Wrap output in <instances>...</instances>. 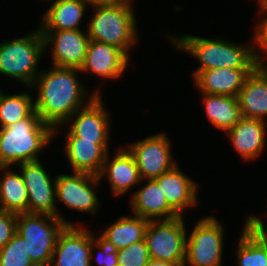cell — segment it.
Masks as SVG:
<instances>
[{"label":"cell","instance_id":"obj_8","mask_svg":"<svg viewBox=\"0 0 267 266\" xmlns=\"http://www.w3.org/2000/svg\"><path fill=\"white\" fill-rule=\"evenodd\" d=\"M184 217L149 221L144 240L150 258L172 263H184L187 238Z\"/></svg>","mask_w":267,"mask_h":266},{"label":"cell","instance_id":"obj_11","mask_svg":"<svg viewBox=\"0 0 267 266\" xmlns=\"http://www.w3.org/2000/svg\"><path fill=\"white\" fill-rule=\"evenodd\" d=\"M54 179L56 180V200L78 212L92 215L98 212L101 203L93 190L101 181L97 175L72 172L70 175H57Z\"/></svg>","mask_w":267,"mask_h":266},{"label":"cell","instance_id":"obj_16","mask_svg":"<svg viewBox=\"0 0 267 266\" xmlns=\"http://www.w3.org/2000/svg\"><path fill=\"white\" fill-rule=\"evenodd\" d=\"M128 57L121 49L107 43L90 40L81 73L86 72L103 79H117L128 67Z\"/></svg>","mask_w":267,"mask_h":266},{"label":"cell","instance_id":"obj_24","mask_svg":"<svg viewBox=\"0 0 267 266\" xmlns=\"http://www.w3.org/2000/svg\"><path fill=\"white\" fill-rule=\"evenodd\" d=\"M200 94L203 96L206 116L216 129L227 132L242 118L238 97Z\"/></svg>","mask_w":267,"mask_h":266},{"label":"cell","instance_id":"obj_37","mask_svg":"<svg viewBox=\"0 0 267 266\" xmlns=\"http://www.w3.org/2000/svg\"><path fill=\"white\" fill-rule=\"evenodd\" d=\"M259 12H267V0H257Z\"/></svg>","mask_w":267,"mask_h":266},{"label":"cell","instance_id":"obj_5","mask_svg":"<svg viewBox=\"0 0 267 266\" xmlns=\"http://www.w3.org/2000/svg\"><path fill=\"white\" fill-rule=\"evenodd\" d=\"M44 52V37L39 27L24 37L3 41L0 43V74L29 89L40 73L36 68Z\"/></svg>","mask_w":267,"mask_h":266},{"label":"cell","instance_id":"obj_13","mask_svg":"<svg viewBox=\"0 0 267 266\" xmlns=\"http://www.w3.org/2000/svg\"><path fill=\"white\" fill-rule=\"evenodd\" d=\"M78 226L66 225L59 233L49 266H91V231Z\"/></svg>","mask_w":267,"mask_h":266},{"label":"cell","instance_id":"obj_17","mask_svg":"<svg viewBox=\"0 0 267 266\" xmlns=\"http://www.w3.org/2000/svg\"><path fill=\"white\" fill-rule=\"evenodd\" d=\"M107 153L99 179L107 177L112 194L119 197L127 193L136 185L140 186L142 179L139 174L138 166L136 165L133 155L124 146L119 148L112 157ZM111 159V161H110Z\"/></svg>","mask_w":267,"mask_h":266},{"label":"cell","instance_id":"obj_30","mask_svg":"<svg viewBox=\"0 0 267 266\" xmlns=\"http://www.w3.org/2000/svg\"><path fill=\"white\" fill-rule=\"evenodd\" d=\"M98 249L97 255H94L95 249ZM118 249L102 235L95 237L91 231V253H90V264L93 265V261H96L98 266H117ZM95 257L96 260H93ZM93 260V261H92Z\"/></svg>","mask_w":267,"mask_h":266},{"label":"cell","instance_id":"obj_1","mask_svg":"<svg viewBox=\"0 0 267 266\" xmlns=\"http://www.w3.org/2000/svg\"><path fill=\"white\" fill-rule=\"evenodd\" d=\"M78 68L56 67L40 70L31 88H37V98L34 101L35 111L41 120L58 133L57 127H62L78 110L88 105L101 91L96 89L91 96L78 78ZM80 81V82H79ZM87 94V95H86ZM89 97L85 101L84 99Z\"/></svg>","mask_w":267,"mask_h":266},{"label":"cell","instance_id":"obj_12","mask_svg":"<svg viewBox=\"0 0 267 266\" xmlns=\"http://www.w3.org/2000/svg\"><path fill=\"white\" fill-rule=\"evenodd\" d=\"M82 30H41L45 50L52 45V66L78 69L83 66L90 39L87 31Z\"/></svg>","mask_w":267,"mask_h":266},{"label":"cell","instance_id":"obj_27","mask_svg":"<svg viewBox=\"0 0 267 266\" xmlns=\"http://www.w3.org/2000/svg\"><path fill=\"white\" fill-rule=\"evenodd\" d=\"M34 110V99L28 92L5 95L0 91V128L28 117Z\"/></svg>","mask_w":267,"mask_h":266},{"label":"cell","instance_id":"obj_14","mask_svg":"<svg viewBox=\"0 0 267 266\" xmlns=\"http://www.w3.org/2000/svg\"><path fill=\"white\" fill-rule=\"evenodd\" d=\"M65 139V153L72 172H85L93 175L101 173L109 140H82L70 129Z\"/></svg>","mask_w":267,"mask_h":266},{"label":"cell","instance_id":"obj_10","mask_svg":"<svg viewBox=\"0 0 267 266\" xmlns=\"http://www.w3.org/2000/svg\"><path fill=\"white\" fill-rule=\"evenodd\" d=\"M171 141L165 133H156L126 147L133 155L142 181L155 179L178 163L172 157Z\"/></svg>","mask_w":267,"mask_h":266},{"label":"cell","instance_id":"obj_2","mask_svg":"<svg viewBox=\"0 0 267 266\" xmlns=\"http://www.w3.org/2000/svg\"><path fill=\"white\" fill-rule=\"evenodd\" d=\"M171 36V37H170ZM168 39L173 42V46L200 63L194 70V78L200 71L214 68H256L258 66L254 46L252 44L242 45L230 40L208 39L192 35L175 36L168 34Z\"/></svg>","mask_w":267,"mask_h":266},{"label":"cell","instance_id":"obj_22","mask_svg":"<svg viewBox=\"0 0 267 266\" xmlns=\"http://www.w3.org/2000/svg\"><path fill=\"white\" fill-rule=\"evenodd\" d=\"M131 197L132 213L149 221L170 220L180 215L168 204L163 192L153 179H147Z\"/></svg>","mask_w":267,"mask_h":266},{"label":"cell","instance_id":"obj_33","mask_svg":"<svg viewBox=\"0 0 267 266\" xmlns=\"http://www.w3.org/2000/svg\"><path fill=\"white\" fill-rule=\"evenodd\" d=\"M17 214L0 208V249L16 234Z\"/></svg>","mask_w":267,"mask_h":266},{"label":"cell","instance_id":"obj_19","mask_svg":"<svg viewBox=\"0 0 267 266\" xmlns=\"http://www.w3.org/2000/svg\"><path fill=\"white\" fill-rule=\"evenodd\" d=\"M267 121L242 117L226 133L231 146L239 156L248 161L257 159L266 145Z\"/></svg>","mask_w":267,"mask_h":266},{"label":"cell","instance_id":"obj_28","mask_svg":"<svg viewBox=\"0 0 267 266\" xmlns=\"http://www.w3.org/2000/svg\"><path fill=\"white\" fill-rule=\"evenodd\" d=\"M237 266H267V247L245 227L236 250Z\"/></svg>","mask_w":267,"mask_h":266},{"label":"cell","instance_id":"obj_4","mask_svg":"<svg viewBox=\"0 0 267 266\" xmlns=\"http://www.w3.org/2000/svg\"><path fill=\"white\" fill-rule=\"evenodd\" d=\"M92 8L93 16L86 24L89 39L115 46L129 57L130 49L138 42L132 0Z\"/></svg>","mask_w":267,"mask_h":266},{"label":"cell","instance_id":"obj_32","mask_svg":"<svg viewBox=\"0 0 267 266\" xmlns=\"http://www.w3.org/2000/svg\"><path fill=\"white\" fill-rule=\"evenodd\" d=\"M265 15L259 20V24L255 28L252 41L254 42V55L258 66H267L265 59H263L261 54L267 55V12H263ZM260 50V52H259ZM261 50L263 52H261Z\"/></svg>","mask_w":267,"mask_h":266},{"label":"cell","instance_id":"obj_18","mask_svg":"<svg viewBox=\"0 0 267 266\" xmlns=\"http://www.w3.org/2000/svg\"><path fill=\"white\" fill-rule=\"evenodd\" d=\"M163 192L168 204L180 215L198 203V185L177 165L153 179Z\"/></svg>","mask_w":267,"mask_h":266},{"label":"cell","instance_id":"obj_31","mask_svg":"<svg viewBox=\"0 0 267 266\" xmlns=\"http://www.w3.org/2000/svg\"><path fill=\"white\" fill-rule=\"evenodd\" d=\"M117 257L120 266H146L150 259L145 240L119 249Z\"/></svg>","mask_w":267,"mask_h":266},{"label":"cell","instance_id":"obj_35","mask_svg":"<svg viewBox=\"0 0 267 266\" xmlns=\"http://www.w3.org/2000/svg\"><path fill=\"white\" fill-rule=\"evenodd\" d=\"M83 1L86 2L91 7L96 5H115L129 0H83Z\"/></svg>","mask_w":267,"mask_h":266},{"label":"cell","instance_id":"obj_15","mask_svg":"<svg viewBox=\"0 0 267 266\" xmlns=\"http://www.w3.org/2000/svg\"><path fill=\"white\" fill-rule=\"evenodd\" d=\"M102 96L97 95L88 105L78 109L66 121L70 130L82 140H109L110 116L103 105ZM74 119V120H73Z\"/></svg>","mask_w":267,"mask_h":266},{"label":"cell","instance_id":"obj_9","mask_svg":"<svg viewBox=\"0 0 267 266\" xmlns=\"http://www.w3.org/2000/svg\"><path fill=\"white\" fill-rule=\"evenodd\" d=\"M28 191V213L47 214L59 218L67 225H73L57 210L56 180L46 171L42 162L32 161L18 164Z\"/></svg>","mask_w":267,"mask_h":266},{"label":"cell","instance_id":"obj_34","mask_svg":"<svg viewBox=\"0 0 267 266\" xmlns=\"http://www.w3.org/2000/svg\"><path fill=\"white\" fill-rule=\"evenodd\" d=\"M266 225H264V222L257 215L253 214L246 218L244 227L262 244H264L267 247Z\"/></svg>","mask_w":267,"mask_h":266},{"label":"cell","instance_id":"obj_25","mask_svg":"<svg viewBox=\"0 0 267 266\" xmlns=\"http://www.w3.org/2000/svg\"><path fill=\"white\" fill-rule=\"evenodd\" d=\"M9 168V169H8ZM12 166H1L4 172L0 178V208L15 214L28 212V191L20 170Z\"/></svg>","mask_w":267,"mask_h":266},{"label":"cell","instance_id":"obj_20","mask_svg":"<svg viewBox=\"0 0 267 266\" xmlns=\"http://www.w3.org/2000/svg\"><path fill=\"white\" fill-rule=\"evenodd\" d=\"M255 68H214L200 71L194 78L198 92L238 97L247 76Z\"/></svg>","mask_w":267,"mask_h":266},{"label":"cell","instance_id":"obj_6","mask_svg":"<svg viewBox=\"0 0 267 266\" xmlns=\"http://www.w3.org/2000/svg\"><path fill=\"white\" fill-rule=\"evenodd\" d=\"M66 225L59 218L47 214H17L16 233L26 241L35 266L50 265L58 235Z\"/></svg>","mask_w":267,"mask_h":266},{"label":"cell","instance_id":"obj_3","mask_svg":"<svg viewBox=\"0 0 267 266\" xmlns=\"http://www.w3.org/2000/svg\"><path fill=\"white\" fill-rule=\"evenodd\" d=\"M54 129L34 110L28 117L0 128V165L40 160L38 154L53 140Z\"/></svg>","mask_w":267,"mask_h":266},{"label":"cell","instance_id":"obj_29","mask_svg":"<svg viewBox=\"0 0 267 266\" xmlns=\"http://www.w3.org/2000/svg\"><path fill=\"white\" fill-rule=\"evenodd\" d=\"M0 266H35L26 248V241L15 234L12 239L0 249Z\"/></svg>","mask_w":267,"mask_h":266},{"label":"cell","instance_id":"obj_7","mask_svg":"<svg viewBox=\"0 0 267 266\" xmlns=\"http://www.w3.org/2000/svg\"><path fill=\"white\" fill-rule=\"evenodd\" d=\"M215 216L201 218L186 238L183 266H222L224 228Z\"/></svg>","mask_w":267,"mask_h":266},{"label":"cell","instance_id":"obj_26","mask_svg":"<svg viewBox=\"0 0 267 266\" xmlns=\"http://www.w3.org/2000/svg\"><path fill=\"white\" fill-rule=\"evenodd\" d=\"M148 223L149 220L139 215L120 216L101 235L119 250L144 240Z\"/></svg>","mask_w":267,"mask_h":266},{"label":"cell","instance_id":"obj_23","mask_svg":"<svg viewBox=\"0 0 267 266\" xmlns=\"http://www.w3.org/2000/svg\"><path fill=\"white\" fill-rule=\"evenodd\" d=\"M89 5L83 0H54L41 18L40 30H75Z\"/></svg>","mask_w":267,"mask_h":266},{"label":"cell","instance_id":"obj_36","mask_svg":"<svg viewBox=\"0 0 267 266\" xmlns=\"http://www.w3.org/2000/svg\"><path fill=\"white\" fill-rule=\"evenodd\" d=\"M184 263H172L168 261L149 259V262L146 266H183Z\"/></svg>","mask_w":267,"mask_h":266},{"label":"cell","instance_id":"obj_21","mask_svg":"<svg viewBox=\"0 0 267 266\" xmlns=\"http://www.w3.org/2000/svg\"><path fill=\"white\" fill-rule=\"evenodd\" d=\"M238 100L242 117L267 121V66H257L247 76Z\"/></svg>","mask_w":267,"mask_h":266}]
</instances>
